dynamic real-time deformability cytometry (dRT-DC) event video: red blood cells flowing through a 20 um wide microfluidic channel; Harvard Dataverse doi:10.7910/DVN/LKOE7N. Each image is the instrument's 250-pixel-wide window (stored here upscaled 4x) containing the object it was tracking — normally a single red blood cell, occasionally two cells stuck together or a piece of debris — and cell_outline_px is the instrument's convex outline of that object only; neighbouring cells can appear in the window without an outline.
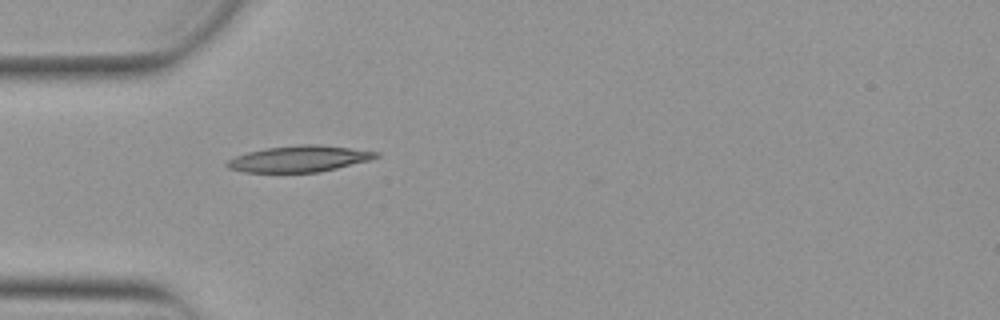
{"species": "Egyptian fruit bat (a non-hibernating species)", "species_latin": "Rousettus aegyptiacus", "temperature_condition": "warm", "stored_images_in_passage": 37, "camera_frame_rate_fps": 3000, "um_per_image_px": 0.085, "animal": {"sex": "female"}, "frame": {"image": 1, "passage_image": 1, "time_ms": 0.0, "image_size_px": [1000, 320], "cell_outline_px": [[380, 156], [368, 160], [320, 172], [244, 172], [228, 168], [224, 164], [228, 160], [236, 156], [248, 152], [264, 148], [300, 144], [320, 144], [380, 152]], "centroid_in_image_um": [25.41, 13.49], "position_along_channel_um": 59.6, "area_um2": 22.72}}
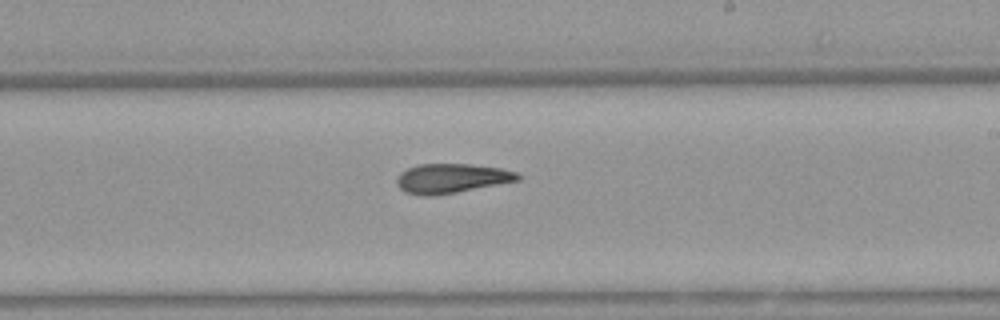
{"frame": {"image": 2, "passage_image": 16, "time_ms": 5.0, "image_size_px": [1000, 320], "cell_outline_px": [[520, 180], [456, 192], [432, 196], [420, 196], [404, 192], [396, 184], [396, 180], [400, 172], [408, 168], [420, 164], [472, 164], [500, 168], [516, 172], [520, 176]], "centroid_in_image_um": [38.34, 15.16], "position_along_channel_um": 250.7, "area_um2": 20.75}}
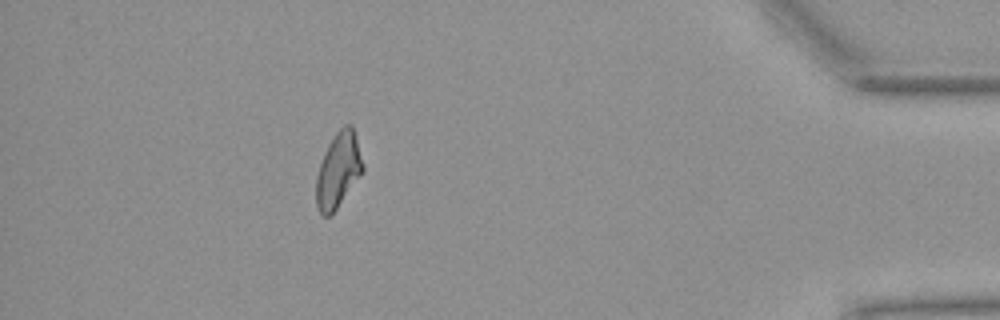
{"frame": {"image": 3, "passage_image": 32, "time_ms": 10.333, "image_size_px": [1000, 320], "cell_outline_px": [[364, 172], [336, 208], [328, 216], [324, 216], [320, 212], [316, 204], [316, 176], [324, 152], [328, 144], [336, 132], [344, 124], [352, 124], [364, 164]], "centroid_in_image_um": [28.77, 14.43], "position_along_channel_um": 406.4, "area_um2": 20.35}, "authors_computed_cell_mechanics": {"area_um2": 20.7502, "velocity_mm_per_s": 3.8894, "shape_relaxation_time_tau1_ms": 7.6006, "shape_relaxation_time_tau2_ms": 4.0169, "deformation_change_tau1": 0.206, "deformation_change_tau2": 0.1166}}